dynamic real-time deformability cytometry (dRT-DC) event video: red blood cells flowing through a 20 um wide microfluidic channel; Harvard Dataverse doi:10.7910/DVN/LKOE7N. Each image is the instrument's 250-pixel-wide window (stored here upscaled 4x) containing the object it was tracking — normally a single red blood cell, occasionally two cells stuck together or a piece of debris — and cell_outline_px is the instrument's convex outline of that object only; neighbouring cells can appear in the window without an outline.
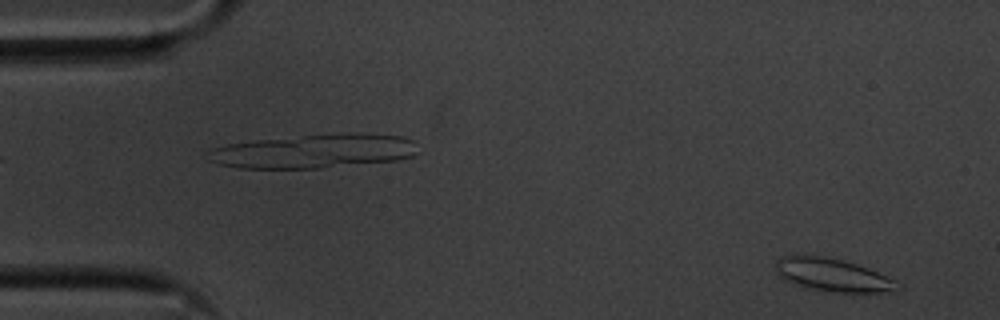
{"species": "common noctule bat (a hibernating species)", "species_latin": "Nyctalus noctula", "temperature_condition": "cold", "stored_images_in_passage": 54, "camera_frame_rate_fps": 3000, "um_per_image_px": 0.085, "animal": {"sex": "male", "body_mass_g": 20.1, "forearm_length_mm": 53.5}, "frame": {"image": 1, "passage_image": 2, "time_ms": 0.333, "image_size_px": [1000, 320], "cell_outline_px": [[892, 280], [888, 288], [884, 292], [828, 292], [804, 288], [784, 280], [776, 272], [776, 260], [780, 256], [792, 252], [824, 256], [844, 260], [868, 268]], "centroid_in_image_um": [70.48, 23.31], "position_along_channel_um": 14.5, "area_um2": 23.24}}
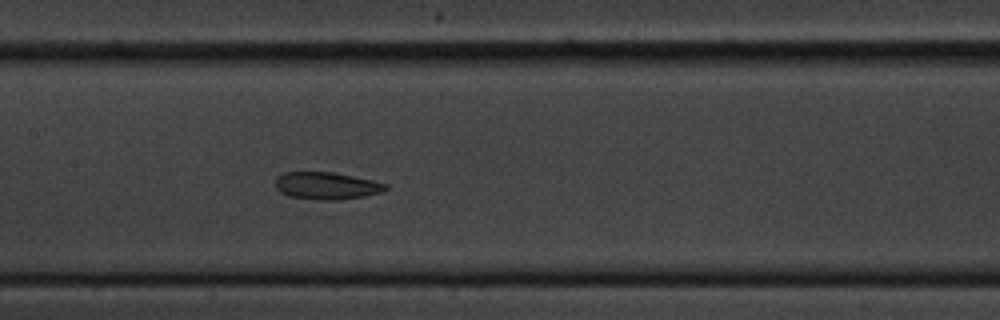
{"frame": {"image": 2, "passage_image": 25, "time_ms": 8.0, "image_size_px": [1000, 320], "cell_outline_px": [[388, 188], [384, 192], [364, 196], [340, 200], [316, 200], [288, 196], [280, 192], [276, 188], [276, 176], [284, 172], [332, 172], [372, 180], [388, 184]], "centroid_in_image_um": [27.76, 15.8], "position_along_channel_um": 179.6, "area_um2": 17.69}}
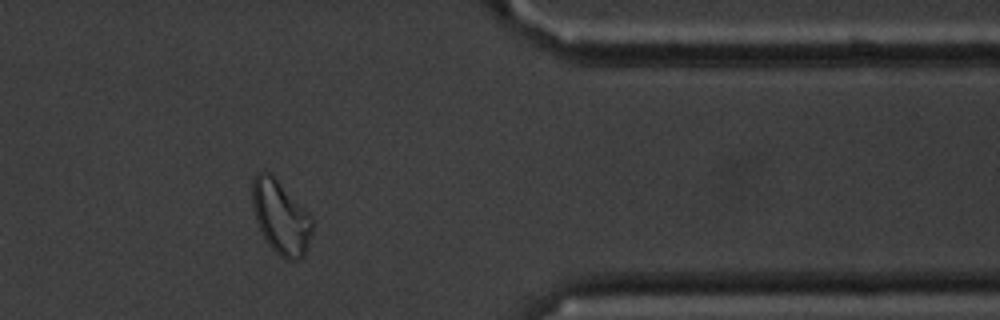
{"frame": {"image": 3, "passage_image": 44, "time_ms": 14.333, "image_size_px": [1000, 320], "cell_outline_px": [[312, 232], [304, 256], [300, 260], [288, 260], [280, 256], [268, 244], [256, 220], [252, 204], [252, 180], [256, 172], [268, 172], [276, 176], [308, 212], [312, 220]], "centroid_in_image_um": [23.86, 18.43], "position_along_channel_um": 387.5, "area_um2": 25.78}, "authors_computed_cell_mechanics": {"area_um2": 19.6231, "velocity_mm_per_s": 3.5648, "shape_relaxation_time_tau1_ms": null, "shape_relaxation_time_tau2_ms": 5.1181, "deformation_change_tau1": null, "deformation_change_tau2": 0.1087}}